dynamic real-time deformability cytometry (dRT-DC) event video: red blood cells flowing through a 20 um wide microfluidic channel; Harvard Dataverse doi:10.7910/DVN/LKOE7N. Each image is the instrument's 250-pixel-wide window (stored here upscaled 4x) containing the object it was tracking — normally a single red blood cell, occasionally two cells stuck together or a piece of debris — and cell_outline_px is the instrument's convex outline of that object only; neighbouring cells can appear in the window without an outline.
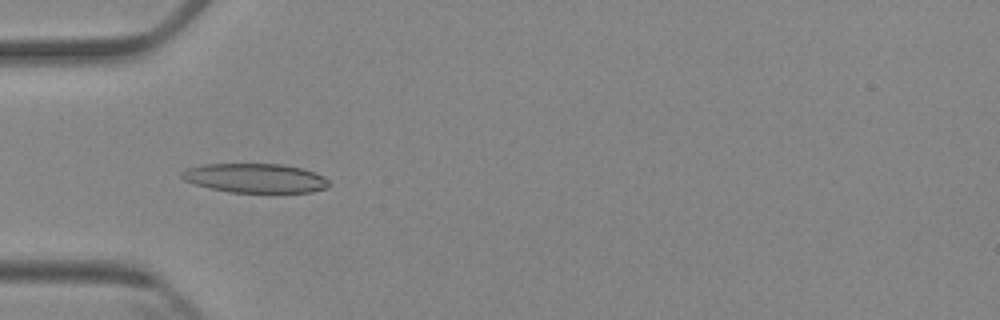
{"species": "Egyptian fruit bat (a non-hibernating species)", "species_latin": "Rousettus aegyptiacus", "temperature_condition": "cold", "stored_images_in_passage": 5, "camera_frame_rate_fps": 3000, "um_per_image_px": 0.085, "animal": {"sex": "female"}, "frame": {"image": 1, "passage_image": 4, "time_ms": 4.333, "image_size_px": [1000, 320], "cell_outline_px": [[328, 188], [312, 192], [228, 192], [196, 184], [184, 180], [180, 176], [180, 172], [188, 168], [204, 164], [284, 164], [300, 168], [324, 176], [328, 180]], "centroid_in_image_um": [21.69, 15.14], "position_along_channel_um": 63.3, "area_um2": 24.91}}
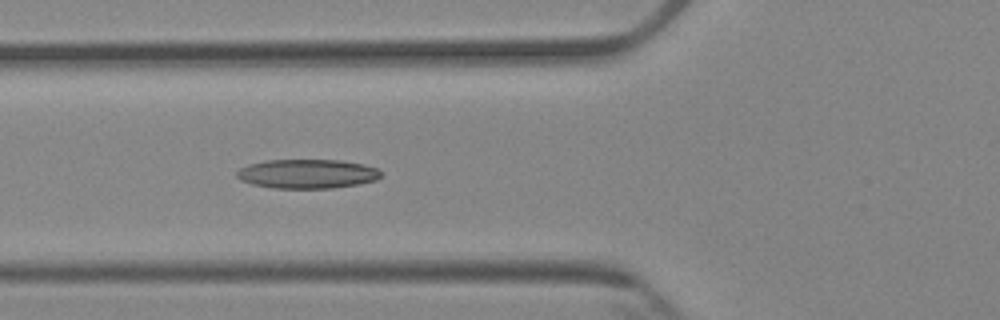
{"frame": {"image": 2, "passage_image": 5, "time_ms": 5.333, "image_size_px": [1000, 320], "cell_outline_px": [[380, 176], [376, 180], [356, 184], [332, 188], [272, 188], [252, 184], [240, 180], [236, 176], [236, 172], [240, 168], [248, 164], [264, 160], [340, 160], [364, 164], [380, 168]], "centroid_in_image_um": [26.09, 14.77], "position_along_channel_um": 99.7, "area_um2": 24.62}}